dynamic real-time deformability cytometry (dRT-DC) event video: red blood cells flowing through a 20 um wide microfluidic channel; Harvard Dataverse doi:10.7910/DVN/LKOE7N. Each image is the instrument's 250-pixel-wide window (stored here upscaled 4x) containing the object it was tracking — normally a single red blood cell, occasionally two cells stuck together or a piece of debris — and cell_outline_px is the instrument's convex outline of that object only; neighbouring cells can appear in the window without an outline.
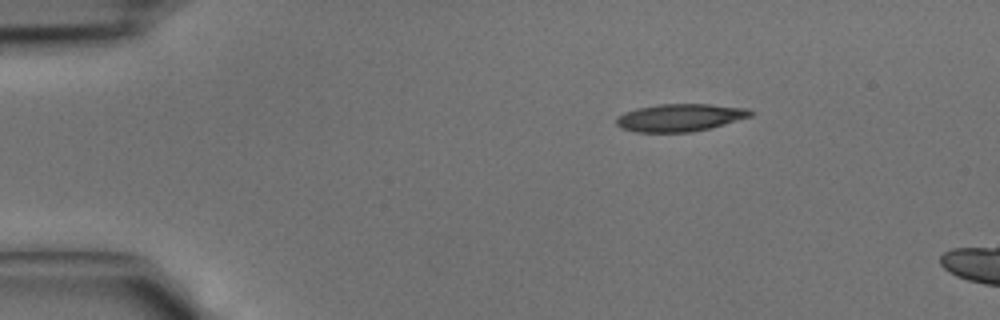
{"species": "common noctule bat (a hibernating species)", "species_latin": "Nyctalus noctula", "temperature_condition": "cold", "stored_images_in_passage": 5, "camera_frame_rate_fps": 3000, "um_per_image_px": 0.085, "animal": {"sex": "male", "body_mass_g": 15.6}, "frame": {"image": 1, "passage_image": 1, "time_ms": 0.0, "image_size_px": [1000, 320], "cell_outline_px": [[752, 116], [724, 124], [692, 132], [636, 132], [620, 128], [616, 124], [616, 116], [624, 112], [636, 108], [660, 104], [712, 104], [748, 108], [752, 112]], "centroid_in_image_um": [57.76, 9.99], "position_along_channel_um": 27.2, "area_um2": 21.62}}